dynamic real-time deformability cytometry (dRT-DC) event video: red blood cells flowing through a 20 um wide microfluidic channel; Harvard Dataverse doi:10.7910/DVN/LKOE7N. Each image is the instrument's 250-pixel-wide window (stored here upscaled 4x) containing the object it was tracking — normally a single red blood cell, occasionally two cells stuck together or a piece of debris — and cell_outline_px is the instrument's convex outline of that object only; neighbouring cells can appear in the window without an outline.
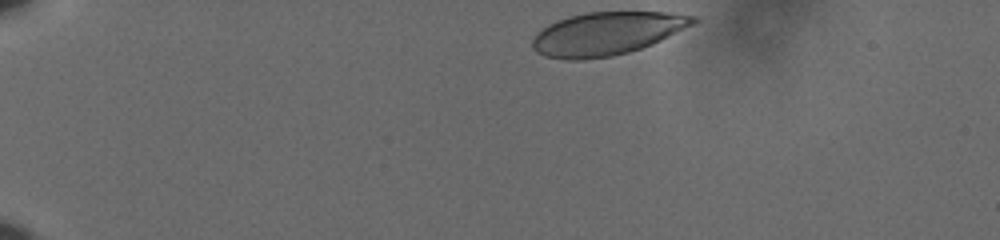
{"species": "human", "species_latin": "Homo sapiens", "temperature_condition": "cold", "stored_images_in_passage": 40, "camera_frame_rate_fps": 3000, "um_per_image_px": 0.085, "donor": {"sex": "male"}, "frame": {"image": 1, "passage_image": 1, "time_ms": 0.0, "image_size_px": [1000, 240], "cell_outline_px": [[700, 20], [652, 44], [628, 52], [612, 56], [580, 60], [568, 60], [544, 56], [536, 52], [532, 48], [532, 40], [536, 32], [548, 24], [556, 20], [568, 16], [584, 12], [668, 12], [696, 16]], "centroid_in_image_um": [51.52, 2.85], "position_along_channel_um": 33.5, "area_um2": 40.34}}
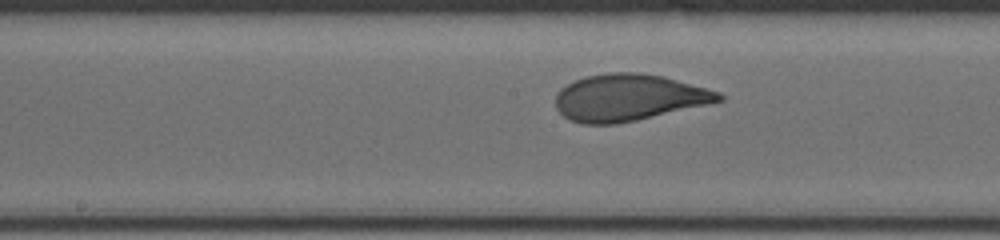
{"frame": {"image": 2, "passage_image": 22, "time_ms": 7.0, "image_size_px": [1000, 240], "cell_outline_px": [[724, 100], [636, 120], [616, 124], [584, 124], [568, 120], [556, 108], [556, 92], [560, 88], [576, 80], [588, 76], [608, 72], [640, 72], [664, 76], [720, 92], [724, 96]], "centroid_in_image_um": [53.41, 8.29], "position_along_channel_um": 194.8, "area_um2": 44.27}}
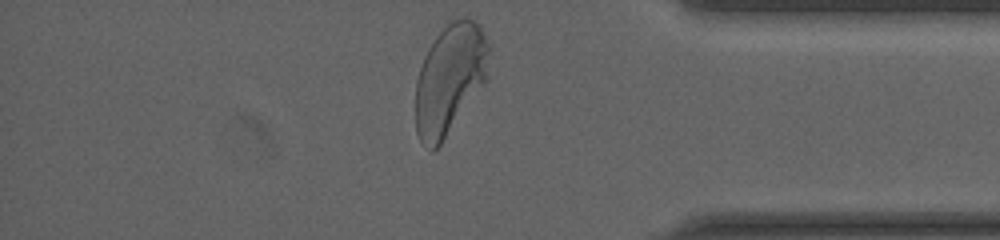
{"frame": {"image": 3, "passage_image": 40, "time_ms": 13.0, "image_size_px": [1000, 240], "cell_outline_px": [[488, 76], [440, 144], [432, 152], [420, 140], [416, 132], [416, 80], [424, 56], [428, 48], [436, 36], [452, 20], [464, 16], [480, 24], [488, 48]], "centroid_in_image_um": [38.21, 6.69], "position_along_channel_um": 397.0, "area_um2": 46.24}, "authors_computed_cell_mechanics": {"area_um2": 43.8991, "velocity_mm_per_s": 3.6085, "shape_relaxation_time_tau1_ms": 3.1344, "shape_relaxation_time_tau2_ms": null, "deformation_change_tau1": 0.1879, "deformation_change_tau2": null}}